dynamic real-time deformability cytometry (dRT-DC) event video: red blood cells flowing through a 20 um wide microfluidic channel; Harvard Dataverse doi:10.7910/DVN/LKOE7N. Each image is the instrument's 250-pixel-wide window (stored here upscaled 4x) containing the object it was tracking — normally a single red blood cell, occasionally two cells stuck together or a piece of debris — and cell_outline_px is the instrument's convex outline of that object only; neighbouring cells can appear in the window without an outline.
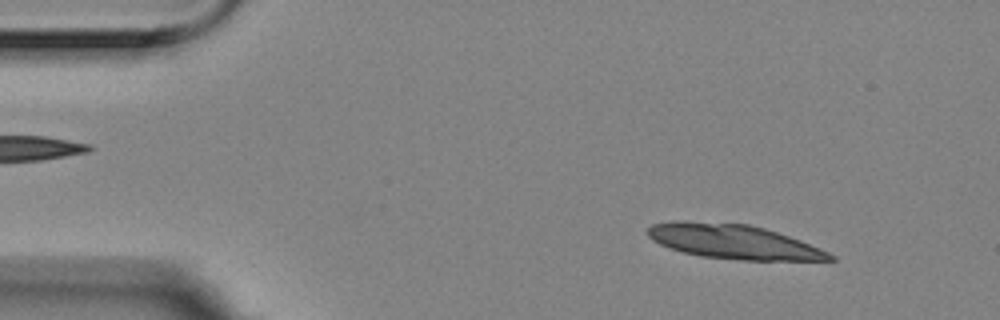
{"species": "Egyptian fruit bat (a non-hibernating species)", "species_latin": "Rousettus aegyptiacus", "temperature_condition": "room temperature", "stored_images_in_passage": 13, "camera_frame_rate_fps": 3000, "um_per_image_px": 0.085, "animal": {"sex": "female"}, "frame": {"image": 1, "passage_image": 5, "time_ms": 1.333, "image_size_px": [1000, 320], "cell_outline_px": [[836, 260], [744, 260], [700, 256], [684, 252], [660, 244], [652, 240], [648, 236], [648, 228], [652, 224], [672, 220], [684, 220], [748, 224], [764, 228], [800, 240], [820, 248], [836, 256]], "centroid_in_image_um": [62.32, 20.53], "position_along_channel_um": 22.7, "area_um2": 36.36}}